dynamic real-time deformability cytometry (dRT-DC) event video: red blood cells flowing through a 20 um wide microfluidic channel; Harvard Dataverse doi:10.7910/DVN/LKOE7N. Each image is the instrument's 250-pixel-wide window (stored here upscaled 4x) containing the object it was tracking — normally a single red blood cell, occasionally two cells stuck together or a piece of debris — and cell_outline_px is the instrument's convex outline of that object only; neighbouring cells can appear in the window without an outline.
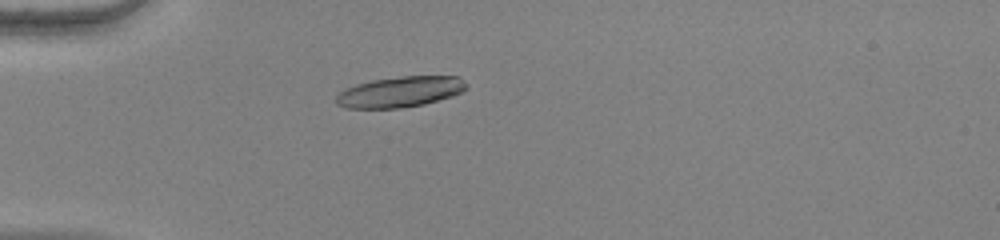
{"species": "human", "species_latin": "Homo sapiens", "temperature_condition": "warm", "stored_images_in_passage": 51, "camera_frame_rate_fps": 3000, "um_per_image_px": 0.085, "donor": {"sex": "female"}, "frame": {"image": 1, "passage_image": 14, "time_ms": 4.333, "image_size_px": [1000, 240], "cell_outline_px": [[468, 88], [452, 96], [424, 104], [400, 108], [348, 108], [336, 104], [336, 96], [344, 88], [356, 84], [372, 80], [404, 76], [460, 76], [468, 84]], "centroid_in_image_um": [34.02, 7.8], "position_along_channel_um": 51.0, "area_um2": 23.35}}
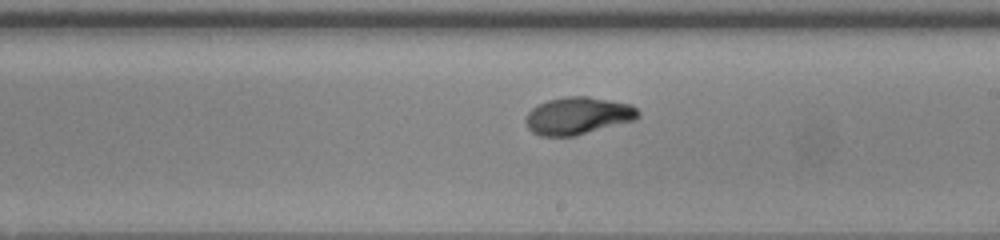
{"frame": {"image": 2, "passage_image": 30, "time_ms": 9.667, "image_size_px": [1000, 240], "cell_outline_px": [[640, 116], [636, 120], [572, 136], [540, 136], [532, 132], [528, 128], [524, 120], [528, 112], [532, 108], [548, 100], [564, 96], [588, 96], [632, 104], [640, 112]], "centroid_in_image_um": [49.13, 9.83], "position_along_channel_um": 239.9, "area_um2": 24.57}}
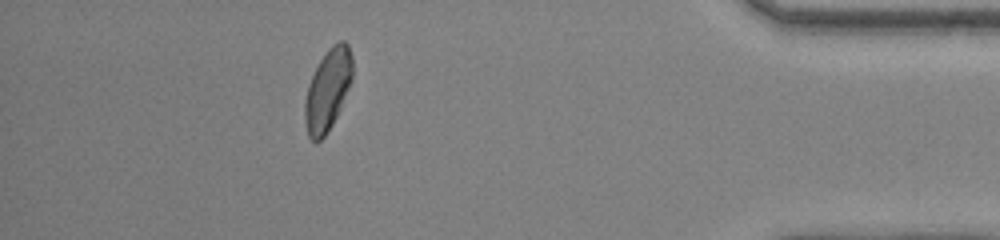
{"frame": {"image": 3, "passage_image": 46, "time_ms": 15.0, "image_size_px": [1000, 240], "cell_outline_px": [[352, 76], [348, 88], [340, 108], [332, 124], [324, 136], [316, 144], [308, 136], [304, 120], [304, 100], [308, 84], [320, 60], [328, 48], [332, 44], [340, 40], [344, 40], [348, 44], [352, 56]], "centroid_in_image_um": [27.84, 7.63], "position_along_channel_um": 407.4, "area_um2": 22.54}, "authors_computed_cell_mechanics": {"area_um2": 23.9292, "velocity_mm_per_s": 3.9156, "shape_relaxation_time_tau1_ms": 4.7407, "shape_relaxation_time_tau2_ms": 1.3173, "deformation_change_tau1": 0.2339, "deformation_change_tau2": 0.0546}}